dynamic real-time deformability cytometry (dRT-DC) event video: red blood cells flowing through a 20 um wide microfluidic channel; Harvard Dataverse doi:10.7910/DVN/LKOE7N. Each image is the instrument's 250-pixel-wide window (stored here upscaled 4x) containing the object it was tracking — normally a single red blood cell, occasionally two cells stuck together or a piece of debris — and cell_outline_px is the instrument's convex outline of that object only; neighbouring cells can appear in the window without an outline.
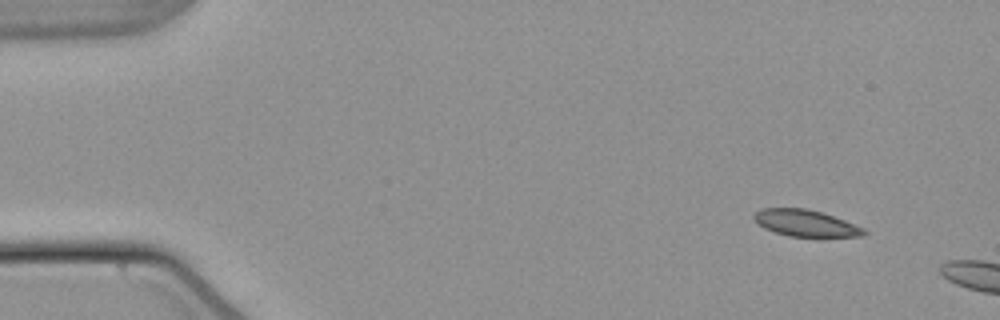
{"species": "common noctule bat (a hibernating species)", "species_latin": "Nyctalus noctula", "temperature_condition": "warm", "stored_images_in_passage": 5, "camera_frame_rate_fps": 3000, "um_per_image_px": 0.085, "animal": {"sex": "male", "body_mass_g": 21.5, "forearm_length_mm": 52.0}, "frame": {"image": 1, "passage_image": 1, "time_ms": 0.0, "image_size_px": [1000, 320], "cell_outline_px": [[868, 232], [864, 236], [788, 236], [764, 228], [752, 216], [760, 208], [808, 208], [844, 220], [864, 228]], "centroid_in_image_um": [68.48, 18.96], "position_along_channel_um": 16.5, "area_um2": 16.76}}